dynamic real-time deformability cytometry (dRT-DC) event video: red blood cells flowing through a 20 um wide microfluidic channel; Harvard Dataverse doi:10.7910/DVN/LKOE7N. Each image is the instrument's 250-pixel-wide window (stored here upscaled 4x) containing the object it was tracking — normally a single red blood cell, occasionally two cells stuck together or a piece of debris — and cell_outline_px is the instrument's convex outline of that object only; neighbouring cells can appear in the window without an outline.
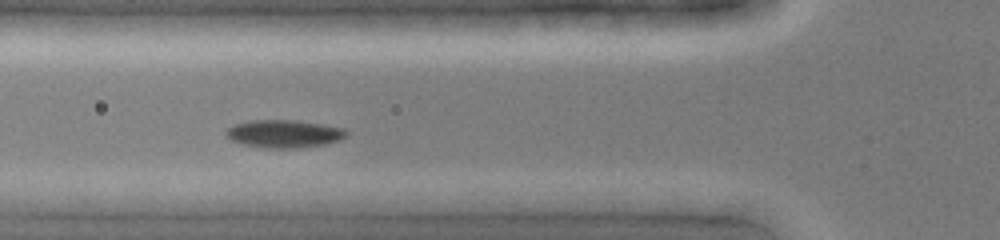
{"species": "common noctule bat (a hibernating species)", "species_latin": "Nyctalus noctula", "temperature_condition": "cold", "stored_images_in_passage": 5, "camera_frame_rate_fps": 3000, "um_per_image_px": 0.085, "animal": {"sex": "female", "body_mass_g": 19.0, "forearm_length_mm": 51.5}, "frame": {"image": 1, "passage_image": 3, "time_ms": 0.667, "image_size_px": [1000, 240], "cell_outline_px": [[348, 132], [344, 136], [336, 140], [324, 144], [292, 148], [268, 148], [244, 144], [232, 140], [224, 132], [228, 128], [236, 124], [248, 120], [296, 120], [324, 124], [344, 128]], "centroid_in_image_um": [24.13, 11.35], "position_along_channel_um": 101.7, "area_um2": 19.19}}